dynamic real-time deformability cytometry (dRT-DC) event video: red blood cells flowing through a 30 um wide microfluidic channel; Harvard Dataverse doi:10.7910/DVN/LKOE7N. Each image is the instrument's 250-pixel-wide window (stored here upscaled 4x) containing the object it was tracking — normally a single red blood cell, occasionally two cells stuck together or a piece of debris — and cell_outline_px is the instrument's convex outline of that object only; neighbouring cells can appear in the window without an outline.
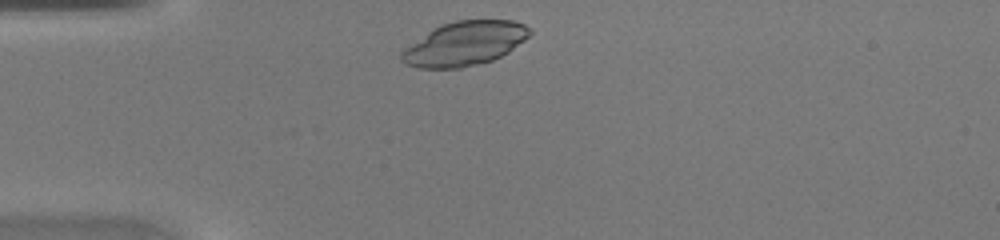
{"species": "common noctule bat (a hibernating species)", "species_latin": "Nyctalus noctula", "temperature_condition": "warm", "stored_images_in_passage": 28, "camera_frame_rate_fps": 3000, "um_per_image_px": 0.085, "animal": {"sex": "female", "body_mass_g": 20.0, "forearm_length_mm": 54.0}, "frame": {"image": 1, "passage_image": 1, "time_ms": 0.0, "image_size_px": [1000, 240], "cell_outline_px": [[532, 32], [524, 40], [508, 52], [492, 60], [460, 68], [416, 68], [404, 64], [400, 60], [400, 52], [404, 48], [432, 28], [456, 20], [512, 20], [524, 24]], "centroid_in_image_um": [39.44, 3.71], "position_along_channel_um": 45.6, "area_um2": 32.89}}